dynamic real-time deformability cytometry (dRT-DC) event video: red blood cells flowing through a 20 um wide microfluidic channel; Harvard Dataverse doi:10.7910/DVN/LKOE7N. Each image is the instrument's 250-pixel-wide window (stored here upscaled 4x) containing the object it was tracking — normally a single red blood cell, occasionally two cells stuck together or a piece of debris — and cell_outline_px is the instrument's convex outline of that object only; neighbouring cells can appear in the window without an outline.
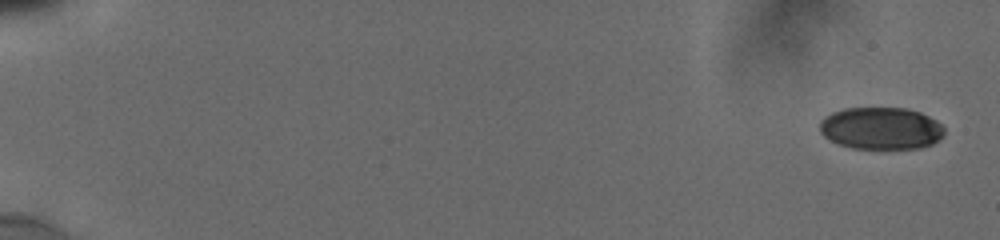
{"species": "human", "species_latin": "Homo sapiens", "temperature_condition": "cold", "stored_images_in_passage": 15, "camera_frame_rate_fps": 3000, "um_per_image_px": 0.085, "donor": {"sex": "male"}, "frame": {"image": 1, "passage_image": 1, "time_ms": 0.0, "image_size_px": [1000, 240], "cell_outline_px": [[944, 132], [932, 144], [920, 148], [852, 148], [840, 144], [824, 136], [820, 132], [820, 120], [824, 116], [832, 112], [844, 108], [908, 108], [920, 112], [936, 120], [944, 128]], "centroid_in_image_um": [74.86, 10.89], "position_along_channel_um": 10.1, "area_um2": 30.46}}
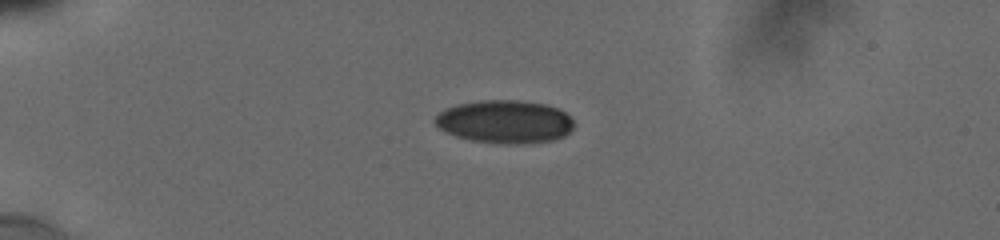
{"frame": {"image": 2, "passage_image": 7, "time_ms": 4.667, "image_size_px": [1000, 240], "cell_outline_px": [[572, 128], [564, 136], [556, 140], [520, 144], [508, 144], [472, 140], [456, 136], [444, 132], [432, 120], [444, 108], [456, 104], [480, 100], [520, 100], [548, 104], [564, 112], [572, 120]], "centroid_in_image_um": [42.88, 10.34], "position_along_channel_um": 42.1, "area_um2": 34.97}}